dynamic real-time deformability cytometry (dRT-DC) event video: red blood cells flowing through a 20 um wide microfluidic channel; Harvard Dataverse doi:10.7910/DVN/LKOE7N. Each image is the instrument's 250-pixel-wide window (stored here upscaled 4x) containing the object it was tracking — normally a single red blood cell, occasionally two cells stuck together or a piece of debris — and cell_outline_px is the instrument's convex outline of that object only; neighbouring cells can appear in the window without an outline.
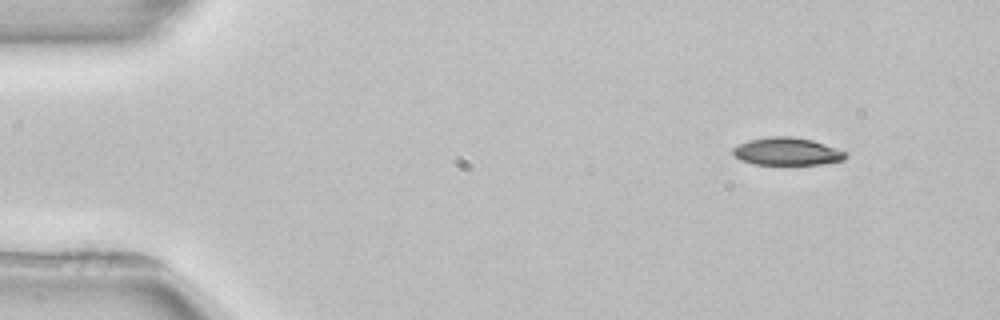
{"species": "common noctule bat (a hibernating species)", "species_latin": "Nyctalus noctula", "temperature_condition": "room temperature", "stored_images_in_passage": 4, "camera_frame_rate_fps": 3000, "um_per_image_px": 0.085, "animal": {"sex": "female", "body_mass_g": 22.7, "forearm_length_mm": 54.2}, "frame": {"image": 1, "passage_image": 1, "time_ms": 0.0, "image_size_px": [1000, 320], "cell_outline_px": [[848, 152], [844, 160], [820, 164], [752, 164], [740, 160], [732, 152], [732, 148], [748, 140], [768, 136], [792, 136], [812, 140]], "centroid_in_image_um": [66.89, 12.87], "position_along_channel_um": 18.1, "area_um2": 18.15}}
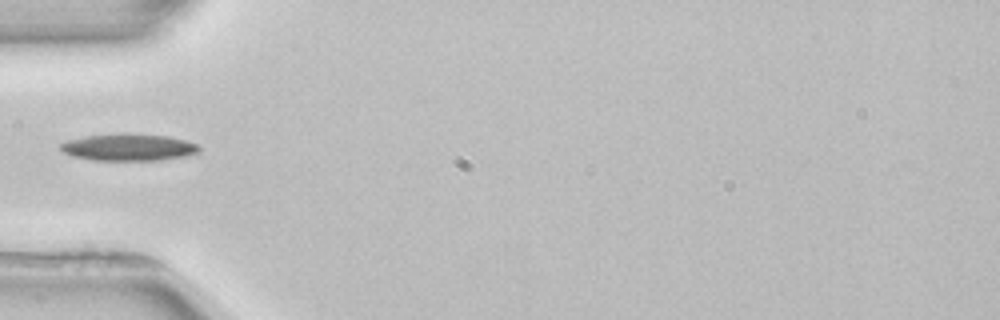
{"frame": {"image": 2, "passage_image": 4, "time_ms": 4.0, "image_size_px": [1000, 320], "cell_outline_px": [[200, 148], [196, 152], [188, 156], [160, 160], [92, 160], [72, 156], [64, 152], [60, 148], [60, 144], [68, 140], [88, 136], [120, 132], [124, 132], [164, 136], [184, 140], [196, 144]], "centroid_in_image_um": [10.91, 12.51], "position_along_channel_um": 74.1, "area_um2": 21.73}}